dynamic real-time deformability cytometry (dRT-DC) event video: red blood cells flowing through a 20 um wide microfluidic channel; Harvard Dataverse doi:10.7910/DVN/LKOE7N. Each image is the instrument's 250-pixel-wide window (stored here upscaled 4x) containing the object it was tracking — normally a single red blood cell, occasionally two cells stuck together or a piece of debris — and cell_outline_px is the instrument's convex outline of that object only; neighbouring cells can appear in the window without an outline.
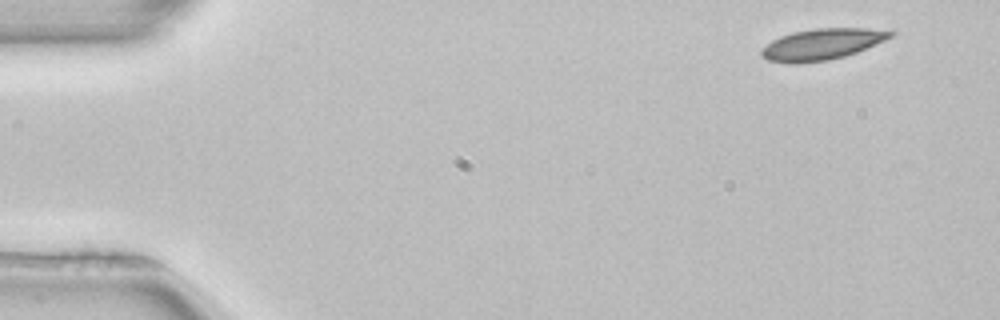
{"species": "common noctule bat (a hibernating species)", "species_latin": "Nyctalus noctula", "temperature_condition": "room temperature", "stored_images_in_passage": 8, "camera_frame_rate_fps": 3000, "um_per_image_px": 0.085, "animal": {"sex": "female", "body_mass_g": 22.7, "forearm_length_mm": 54.2}, "frame": {"image": 1, "passage_image": 1, "time_ms": 0.0, "image_size_px": [1000, 320], "cell_outline_px": [[896, 32], [892, 36], [884, 40], [856, 52], [844, 56], [828, 60], [796, 64], [788, 64], [768, 60], [760, 52], [760, 48], [772, 40], [780, 36], [792, 32], [812, 28], [864, 28]], "centroid_in_image_um": [69.8, 3.76], "position_along_channel_um": 15.2, "area_um2": 23.35}}